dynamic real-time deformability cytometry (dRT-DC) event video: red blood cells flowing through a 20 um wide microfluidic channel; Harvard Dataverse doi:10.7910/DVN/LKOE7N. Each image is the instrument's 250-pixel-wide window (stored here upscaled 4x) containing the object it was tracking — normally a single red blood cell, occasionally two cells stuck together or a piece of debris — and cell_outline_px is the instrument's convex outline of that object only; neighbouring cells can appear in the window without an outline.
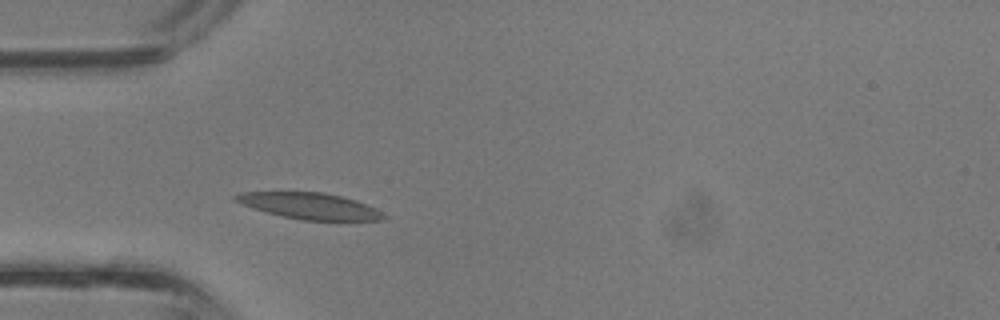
{"species": "common noctule bat (a hibernating species)", "species_latin": "Nyctalus noctula", "temperature_condition": "room temperature", "stored_images_in_passage": 28, "camera_frame_rate_fps": 3000, "um_per_image_px": 0.085, "animal": {"sex": "male", "body_mass_g": 13.3}, "frame": {"image": 1, "passage_image": 3, "time_ms": 0.667, "image_size_px": [1000, 320], "cell_outline_px": [[388, 216], [384, 220], [340, 224], [304, 220], [284, 216], [268, 212], [232, 200], [232, 196], [240, 192], [324, 192], [356, 200], [376, 208]], "centroid_in_image_um": [26.5, 17.56], "position_along_channel_um": 58.5, "area_um2": 23.52}}
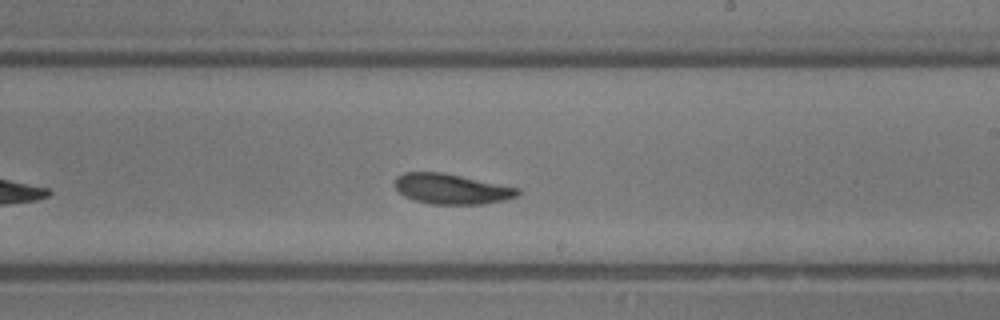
{"frame": {"image": 2, "passage_image": 14, "time_ms": 4.333, "image_size_px": [1000, 320], "cell_outline_px": [[520, 196], [504, 200], [484, 204], [432, 204], [416, 200], [404, 196], [392, 184], [396, 176], [404, 172], [440, 172], [520, 188]], "centroid_in_image_um": [38.37, 16.06], "position_along_channel_um": 250.6, "area_um2": 21.68}}
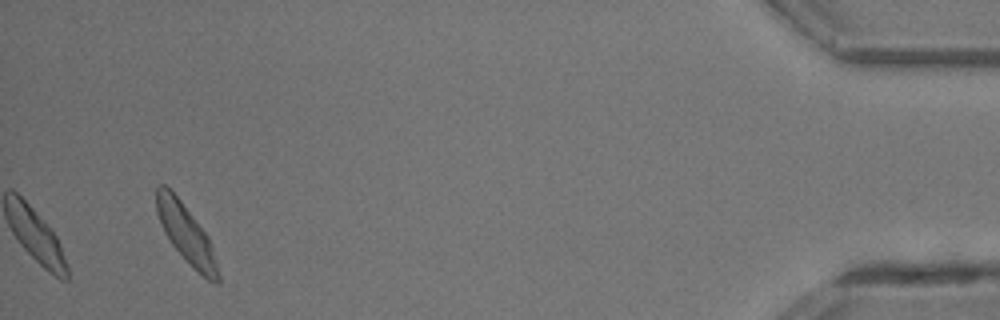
{"frame": {"image": 3, "passage_image": 28, "time_ms": 9.0, "image_size_px": [1000, 320], "cell_outline_px": [[220, 284], [208, 280], [172, 244], [164, 232], [160, 224], [156, 212], [156, 184], [164, 184], [180, 200], [208, 236], [212, 244], [220, 276]], "centroid_in_image_um": [15.81, 19.83], "position_along_channel_um": 419.4, "area_um2": 20.35}}